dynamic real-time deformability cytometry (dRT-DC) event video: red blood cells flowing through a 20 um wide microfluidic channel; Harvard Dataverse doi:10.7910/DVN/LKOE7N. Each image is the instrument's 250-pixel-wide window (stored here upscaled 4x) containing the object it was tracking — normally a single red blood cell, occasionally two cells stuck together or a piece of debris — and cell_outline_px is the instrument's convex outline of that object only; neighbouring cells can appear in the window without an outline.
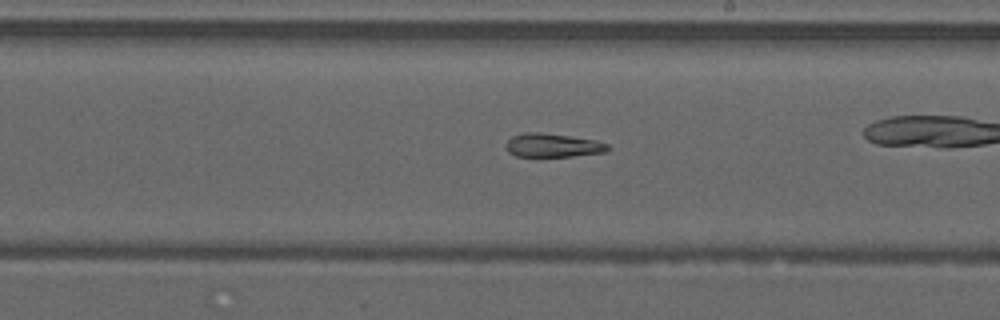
{"species": "common noctule bat (a hibernating species)", "species_latin": "Nyctalus noctula", "temperature_condition": "warm", "stored_images_in_passage": 50, "camera_frame_rate_fps": 3000, "um_per_image_px": 0.085, "animal": {"sex": "male", "forearm_length_mm": 52.5}, "frame": {"image": 1, "passage_image": 29, "time_ms": 9.333, "image_size_px": [1000, 320], "cell_outline_px": [[608, 152], [572, 156], [516, 156], [508, 152], [508, 140], [512, 136], [528, 132], [540, 132], [596, 140], [608, 144]], "centroid_in_image_um": [47.02, 12.35], "position_along_channel_um": 242.0, "area_um2": 13.81}, "authors_computed_cell_mechanics": {"area_um2": 17.1955, "velocity_mm_per_s": 4.233, "shape_relaxation_time_tau1_ms": null, "shape_relaxation_time_tau2_ms": 8.0813, "deformation_change_tau1": null, "deformation_change_tau2": 0.1876}}